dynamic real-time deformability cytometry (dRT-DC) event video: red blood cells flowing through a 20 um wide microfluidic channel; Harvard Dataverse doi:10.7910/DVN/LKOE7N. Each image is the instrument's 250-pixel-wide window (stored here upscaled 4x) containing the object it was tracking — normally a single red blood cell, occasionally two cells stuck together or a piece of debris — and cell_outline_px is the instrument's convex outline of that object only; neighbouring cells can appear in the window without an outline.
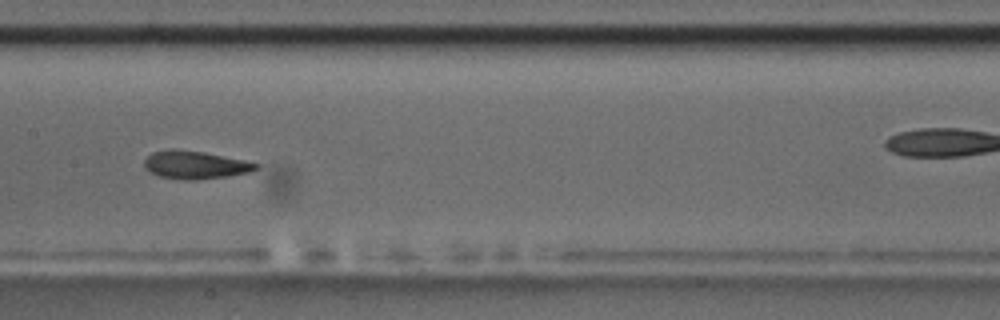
{"species": "common noctule bat (a hibernating species)", "species_latin": "Nyctalus noctula", "temperature_condition": "room temperature", "stored_images_in_passage": 22, "camera_frame_rate_fps": 3000, "um_per_image_px": 0.085, "animal": {"sex": "male", "body_mass_g": 17.5, "forearm_length_mm": 52.3}, "frame": {"image": 1, "passage_image": 13, "time_ms": 4.0, "image_size_px": [1000, 320], "cell_outline_px": [[260, 164], [256, 168], [248, 172], [228, 176], [196, 180], [184, 180], [160, 176], [148, 172], [144, 168], [144, 160], [152, 152], [172, 148], [204, 152], [244, 160]], "centroid_in_image_um": [16.54, 14.01], "position_along_channel_um": 190.9, "area_um2": 18.21}}